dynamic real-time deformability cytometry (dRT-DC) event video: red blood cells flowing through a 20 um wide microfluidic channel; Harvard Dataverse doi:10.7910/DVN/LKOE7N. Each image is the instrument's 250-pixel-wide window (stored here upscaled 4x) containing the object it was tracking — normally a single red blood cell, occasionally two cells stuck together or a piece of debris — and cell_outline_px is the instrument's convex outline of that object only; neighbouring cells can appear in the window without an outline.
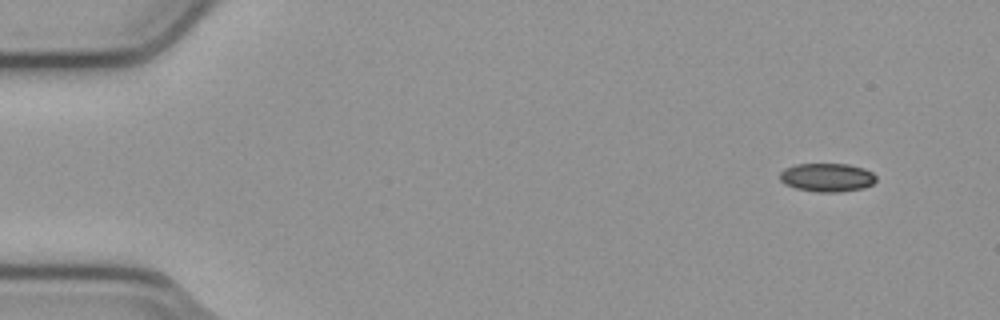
{"species": "common noctule bat (a hibernating species)", "species_latin": "Nyctalus noctula", "temperature_condition": "cold", "stored_images_in_passage": 5, "camera_frame_rate_fps": 3000, "um_per_image_px": 0.085, "animal": {"sex": "male", "body_mass_g": 23.1, "forearm_length_mm": 52.7}, "frame": {"image": 1, "passage_image": 1, "time_ms": 0.0, "image_size_px": [1000, 320], "cell_outline_px": [[876, 180], [872, 184], [864, 188], [836, 192], [820, 192], [796, 188], [784, 184], [780, 180], [780, 172], [784, 168], [796, 164], [848, 164], [864, 168], [872, 172], [876, 176]], "centroid_in_image_um": [70.3, 15.07], "position_along_channel_um": 14.7, "area_um2": 16.01}}
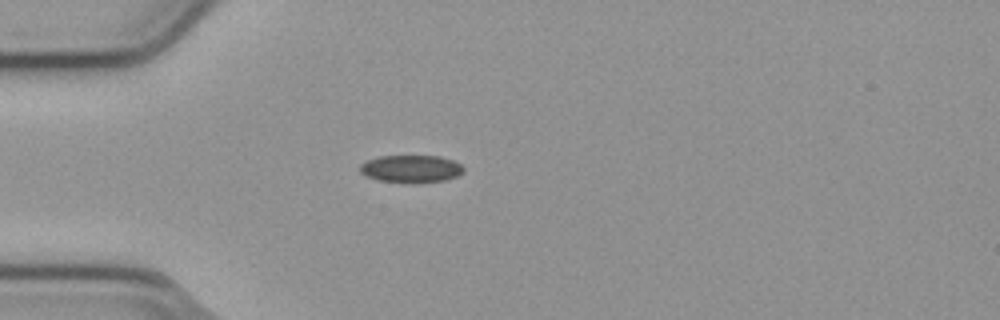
{"frame": {"image": 2, "passage_image": 4, "time_ms": 1.0, "image_size_px": [1000, 320], "cell_outline_px": [[464, 172], [456, 176], [444, 180], [408, 184], [380, 180], [364, 176], [360, 172], [360, 164], [368, 160], [380, 156], [440, 156], [452, 160], [460, 164], [464, 168]], "centroid_in_image_um": [34.92, 14.36], "position_along_channel_um": 50.1, "area_um2": 16.7}}